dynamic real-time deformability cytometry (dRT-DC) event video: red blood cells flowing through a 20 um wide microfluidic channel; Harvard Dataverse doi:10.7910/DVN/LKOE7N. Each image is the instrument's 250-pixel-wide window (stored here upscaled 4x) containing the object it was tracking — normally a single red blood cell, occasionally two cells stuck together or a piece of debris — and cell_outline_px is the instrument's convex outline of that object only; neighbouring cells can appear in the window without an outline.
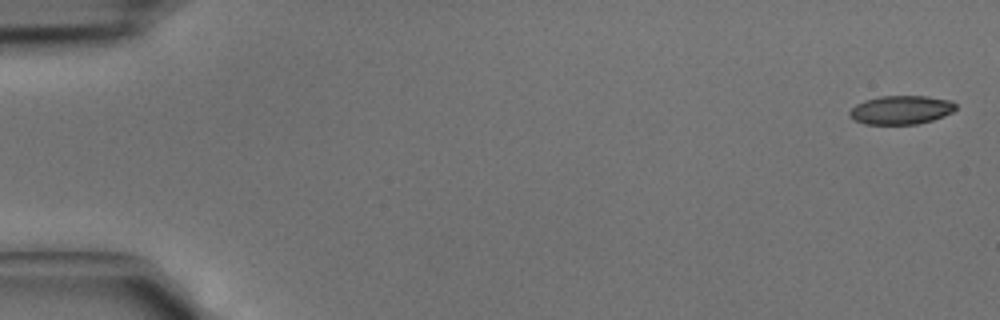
{"species": "common noctule bat (a hibernating species)", "species_latin": "Nyctalus noctula", "temperature_condition": "cold", "stored_images_in_passage": 43, "camera_frame_rate_fps": 3000, "um_per_image_px": 0.085, "animal": {"sex": "male", "body_mass_g": 15.6}, "frame": {"image": 1, "passage_image": 1, "time_ms": 0.0, "image_size_px": [1000, 320], "cell_outline_px": [[956, 108], [952, 112], [944, 116], [932, 120], [916, 124], [864, 124], [848, 116], [848, 112], [856, 104], [864, 100], [880, 96], [924, 96], [952, 100], [956, 104]], "centroid_in_image_um": [76.58, 9.34], "position_along_channel_um": 8.4, "area_um2": 17.8}}
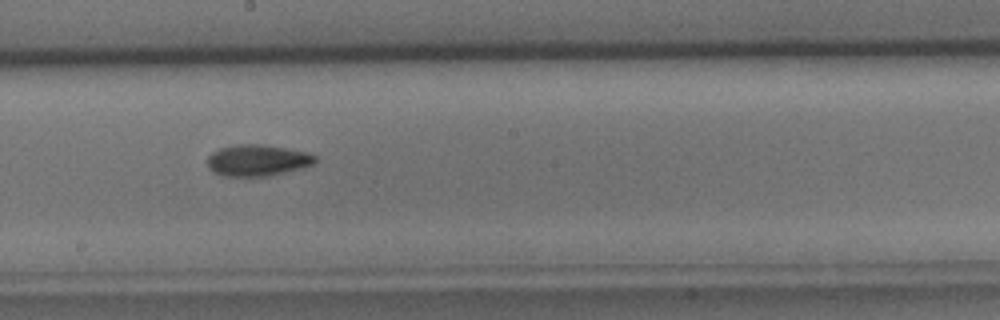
{"frame": {"image": 2, "passage_image": 24, "time_ms": 7.667, "image_size_px": [1000, 320], "cell_outline_px": [[316, 164], [304, 168], [268, 176], [220, 176], [212, 172], [208, 168], [208, 156], [212, 152], [220, 148], [236, 144], [260, 144], [308, 152], [316, 156]], "centroid_in_image_um": [21.89, 13.64], "position_along_channel_um": 226.3, "area_um2": 19.94}}
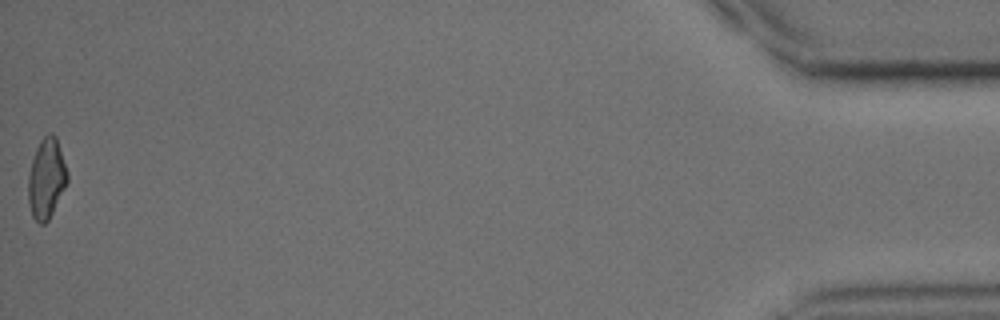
{"frame": {"image": 3, "passage_image": 43, "time_ms": 14.0, "image_size_px": [1000, 320], "cell_outline_px": [[68, 180], [48, 220], [44, 224], [40, 224], [32, 216], [28, 204], [28, 176], [32, 160], [36, 148], [40, 140], [48, 132], [52, 132], [56, 136], [68, 172]], "centroid_in_image_um": [3.93, 15.14], "position_along_channel_um": 431.3, "area_um2": 18.21}}